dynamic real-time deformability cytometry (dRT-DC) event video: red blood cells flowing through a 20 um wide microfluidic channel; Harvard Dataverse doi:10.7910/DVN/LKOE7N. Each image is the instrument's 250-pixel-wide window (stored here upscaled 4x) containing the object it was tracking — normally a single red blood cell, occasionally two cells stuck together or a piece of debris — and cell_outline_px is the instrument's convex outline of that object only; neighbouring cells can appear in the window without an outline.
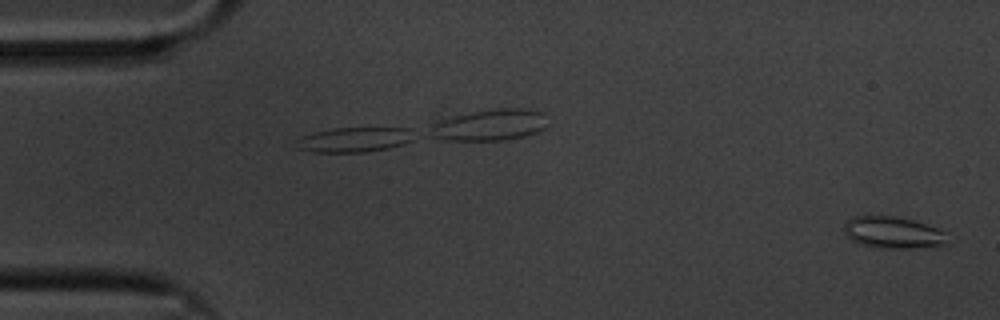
{"species": "common noctule bat (a hibernating species)", "species_latin": "Nyctalus noctula", "temperature_condition": "cold", "stored_images_in_passage": 60, "segment_of_instrument_passage": [1, 2], "camera_frame_rate_fps": 3000, "um_per_image_px": 0.085, "animal": {"sex": "male", "body_mass_g": 20.1, "forearm_length_mm": 53.5}, "frame": {"image": 1, "passage_image": 1, "time_ms": 0.0, "image_size_px": [1000, 320], "cell_outline_px": [[948, 244], [924, 248], [880, 248], [860, 244], [852, 240], [844, 232], [844, 224], [848, 220], [856, 216], [896, 216], [912, 220], [936, 228], [944, 232]], "centroid_in_image_um": [75.91, 19.78], "position_along_channel_um": 9.1, "area_um2": 19.02}}
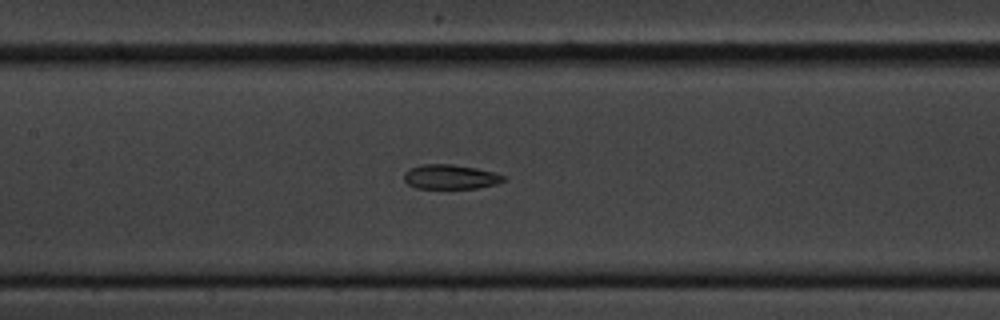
{"frame": {"image": 2, "passage_image": 27, "time_ms": 8.667, "image_size_px": [1000, 320], "cell_outline_px": [[508, 176], [504, 180], [496, 184], [476, 188], [416, 188], [408, 184], [404, 180], [404, 172], [420, 164], [452, 164], [476, 168]], "centroid_in_image_um": [38.28, 15.03], "position_along_channel_um": 169.1, "area_um2": 14.16}}
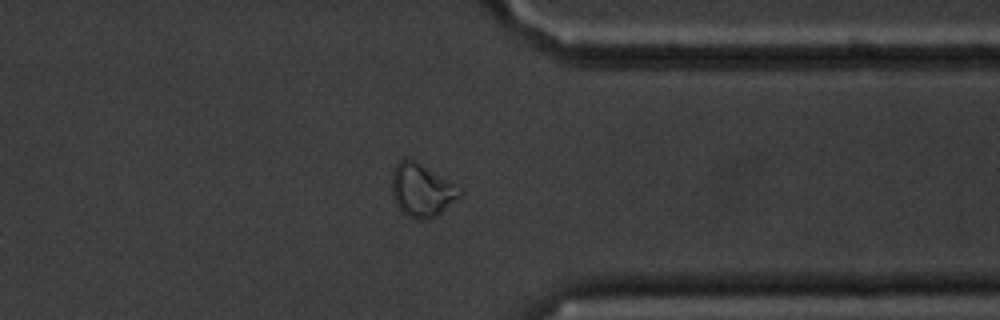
{"frame": {"image": 3, "passage_image": 46, "time_ms": 15.0, "image_size_px": [1000, 320], "cell_outline_px": [[464, 192], [460, 196], [436, 216], [428, 220], [420, 220], [408, 216], [400, 212], [392, 196], [392, 172], [396, 164], [400, 160], [412, 160], [420, 164], [448, 180], [460, 188]], "centroid_in_image_um": [35.82, 16.21], "position_along_channel_um": 375.6, "area_um2": 20.69}}